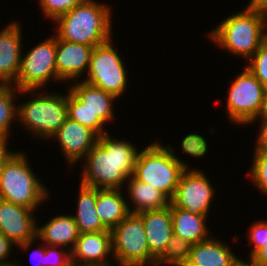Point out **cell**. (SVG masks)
Segmentation results:
<instances>
[{
  "label": "cell",
  "instance_id": "6da1fadb",
  "mask_svg": "<svg viewBox=\"0 0 267 266\" xmlns=\"http://www.w3.org/2000/svg\"><path fill=\"white\" fill-rule=\"evenodd\" d=\"M140 149L131 141L118 140L109 133L98 136L97 143L83 158L81 184L96 189H122L135 171Z\"/></svg>",
  "mask_w": 267,
  "mask_h": 266
},
{
  "label": "cell",
  "instance_id": "7a4b0ae2",
  "mask_svg": "<svg viewBox=\"0 0 267 266\" xmlns=\"http://www.w3.org/2000/svg\"><path fill=\"white\" fill-rule=\"evenodd\" d=\"M112 8L85 0L55 20L54 35L61 40L96 47L112 37Z\"/></svg>",
  "mask_w": 267,
  "mask_h": 266
},
{
  "label": "cell",
  "instance_id": "3957f363",
  "mask_svg": "<svg viewBox=\"0 0 267 266\" xmlns=\"http://www.w3.org/2000/svg\"><path fill=\"white\" fill-rule=\"evenodd\" d=\"M208 32L209 39L247 62L267 39V16L248 6L230 14Z\"/></svg>",
  "mask_w": 267,
  "mask_h": 266
},
{
  "label": "cell",
  "instance_id": "277c9868",
  "mask_svg": "<svg viewBox=\"0 0 267 266\" xmlns=\"http://www.w3.org/2000/svg\"><path fill=\"white\" fill-rule=\"evenodd\" d=\"M41 90L43 92L40 89L19 90L20 96L32 94L33 99L17 104L16 119L32 137L51 140L68 118L67 95Z\"/></svg>",
  "mask_w": 267,
  "mask_h": 266
},
{
  "label": "cell",
  "instance_id": "5b68a950",
  "mask_svg": "<svg viewBox=\"0 0 267 266\" xmlns=\"http://www.w3.org/2000/svg\"><path fill=\"white\" fill-rule=\"evenodd\" d=\"M171 144L154 141L139 151L133 176L163 192L170 200L174 197L182 172L190 169L180 159Z\"/></svg>",
  "mask_w": 267,
  "mask_h": 266
},
{
  "label": "cell",
  "instance_id": "8992f818",
  "mask_svg": "<svg viewBox=\"0 0 267 266\" xmlns=\"http://www.w3.org/2000/svg\"><path fill=\"white\" fill-rule=\"evenodd\" d=\"M17 151L0 171V199L36 210L50 192L33 172L27 153Z\"/></svg>",
  "mask_w": 267,
  "mask_h": 266
},
{
  "label": "cell",
  "instance_id": "52a82bcc",
  "mask_svg": "<svg viewBox=\"0 0 267 266\" xmlns=\"http://www.w3.org/2000/svg\"><path fill=\"white\" fill-rule=\"evenodd\" d=\"M230 82L225 102L227 118L234 125H252L267 112V88L246 66Z\"/></svg>",
  "mask_w": 267,
  "mask_h": 266
},
{
  "label": "cell",
  "instance_id": "ba28073f",
  "mask_svg": "<svg viewBox=\"0 0 267 266\" xmlns=\"http://www.w3.org/2000/svg\"><path fill=\"white\" fill-rule=\"evenodd\" d=\"M115 266H157L145 236L144 222L139 213L130 212L111 230Z\"/></svg>",
  "mask_w": 267,
  "mask_h": 266
},
{
  "label": "cell",
  "instance_id": "9c48e42d",
  "mask_svg": "<svg viewBox=\"0 0 267 266\" xmlns=\"http://www.w3.org/2000/svg\"><path fill=\"white\" fill-rule=\"evenodd\" d=\"M112 40L113 38L93 48L88 76L82 80L119 99L127 91L128 70Z\"/></svg>",
  "mask_w": 267,
  "mask_h": 266
},
{
  "label": "cell",
  "instance_id": "30bf717a",
  "mask_svg": "<svg viewBox=\"0 0 267 266\" xmlns=\"http://www.w3.org/2000/svg\"><path fill=\"white\" fill-rule=\"evenodd\" d=\"M53 80L61 82L56 68V36L36 44L21 57L20 71L13 84L18 90L45 89Z\"/></svg>",
  "mask_w": 267,
  "mask_h": 266
},
{
  "label": "cell",
  "instance_id": "8fae6325",
  "mask_svg": "<svg viewBox=\"0 0 267 266\" xmlns=\"http://www.w3.org/2000/svg\"><path fill=\"white\" fill-rule=\"evenodd\" d=\"M202 169H185L179 179L176 192L170 202L192 214L209 216L215 188Z\"/></svg>",
  "mask_w": 267,
  "mask_h": 266
},
{
  "label": "cell",
  "instance_id": "7c38bea8",
  "mask_svg": "<svg viewBox=\"0 0 267 266\" xmlns=\"http://www.w3.org/2000/svg\"><path fill=\"white\" fill-rule=\"evenodd\" d=\"M35 211L0 199V232L15 247L28 252L37 240ZM34 214V215H33Z\"/></svg>",
  "mask_w": 267,
  "mask_h": 266
},
{
  "label": "cell",
  "instance_id": "4fadbf2b",
  "mask_svg": "<svg viewBox=\"0 0 267 266\" xmlns=\"http://www.w3.org/2000/svg\"><path fill=\"white\" fill-rule=\"evenodd\" d=\"M59 143L67 164L76 165L97 143L98 135L90 128L67 118L51 138Z\"/></svg>",
  "mask_w": 267,
  "mask_h": 266
},
{
  "label": "cell",
  "instance_id": "5bb4252c",
  "mask_svg": "<svg viewBox=\"0 0 267 266\" xmlns=\"http://www.w3.org/2000/svg\"><path fill=\"white\" fill-rule=\"evenodd\" d=\"M112 260L111 230L81 233L71 251V261L78 264L114 266Z\"/></svg>",
  "mask_w": 267,
  "mask_h": 266
},
{
  "label": "cell",
  "instance_id": "9a60e30c",
  "mask_svg": "<svg viewBox=\"0 0 267 266\" xmlns=\"http://www.w3.org/2000/svg\"><path fill=\"white\" fill-rule=\"evenodd\" d=\"M93 48L56 37V68L61 83L77 81L87 75Z\"/></svg>",
  "mask_w": 267,
  "mask_h": 266
},
{
  "label": "cell",
  "instance_id": "2e32d148",
  "mask_svg": "<svg viewBox=\"0 0 267 266\" xmlns=\"http://www.w3.org/2000/svg\"><path fill=\"white\" fill-rule=\"evenodd\" d=\"M11 21L0 30V84H14L23 54L22 27Z\"/></svg>",
  "mask_w": 267,
  "mask_h": 266
},
{
  "label": "cell",
  "instance_id": "e0dca14e",
  "mask_svg": "<svg viewBox=\"0 0 267 266\" xmlns=\"http://www.w3.org/2000/svg\"><path fill=\"white\" fill-rule=\"evenodd\" d=\"M144 222L145 236L151 255L158 260L164 253L167 243L173 235V223L170 205L139 213Z\"/></svg>",
  "mask_w": 267,
  "mask_h": 266
},
{
  "label": "cell",
  "instance_id": "ac0fdd59",
  "mask_svg": "<svg viewBox=\"0 0 267 266\" xmlns=\"http://www.w3.org/2000/svg\"><path fill=\"white\" fill-rule=\"evenodd\" d=\"M36 238L48 246L64 247L70 252L73 250L80 232L72 215L52 216L42 226H38ZM69 245V246H68Z\"/></svg>",
  "mask_w": 267,
  "mask_h": 266
},
{
  "label": "cell",
  "instance_id": "d6986e66",
  "mask_svg": "<svg viewBox=\"0 0 267 266\" xmlns=\"http://www.w3.org/2000/svg\"><path fill=\"white\" fill-rule=\"evenodd\" d=\"M238 259L229 244L211 236L191 246L189 258L183 266H231Z\"/></svg>",
  "mask_w": 267,
  "mask_h": 266
},
{
  "label": "cell",
  "instance_id": "ffe728a7",
  "mask_svg": "<svg viewBox=\"0 0 267 266\" xmlns=\"http://www.w3.org/2000/svg\"><path fill=\"white\" fill-rule=\"evenodd\" d=\"M68 88L89 111L96 114L106 125L115 119L113 103L115 104L114 101L118 98L113 94L81 79L75 81L73 85L71 83Z\"/></svg>",
  "mask_w": 267,
  "mask_h": 266
},
{
  "label": "cell",
  "instance_id": "44dd1931",
  "mask_svg": "<svg viewBox=\"0 0 267 266\" xmlns=\"http://www.w3.org/2000/svg\"><path fill=\"white\" fill-rule=\"evenodd\" d=\"M128 183V185H127ZM129 212L141 213L144 211L162 209L170 205V199L160 190L136 179L133 175L126 182ZM131 198V199H130ZM133 204V205H130Z\"/></svg>",
  "mask_w": 267,
  "mask_h": 266
},
{
  "label": "cell",
  "instance_id": "7402d4cb",
  "mask_svg": "<svg viewBox=\"0 0 267 266\" xmlns=\"http://www.w3.org/2000/svg\"><path fill=\"white\" fill-rule=\"evenodd\" d=\"M171 217L173 234L191 245L205 241L211 237L206 223L208 216L192 214L188 210L175 207L171 203Z\"/></svg>",
  "mask_w": 267,
  "mask_h": 266
},
{
  "label": "cell",
  "instance_id": "603a6c76",
  "mask_svg": "<svg viewBox=\"0 0 267 266\" xmlns=\"http://www.w3.org/2000/svg\"><path fill=\"white\" fill-rule=\"evenodd\" d=\"M123 193L122 189H96V212L108 230L130 213Z\"/></svg>",
  "mask_w": 267,
  "mask_h": 266
},
{
  "label": "cell",
  "instance_id": "cb8c5ba5",
  "mask_svg": "<svg viewBox=\"0 0 267 266\" xmlns=\"http://www.w3.org/2000/svg\"><path fill=\"white\" fill-rule=\"evenodd\" d=\"M77 208L73 216L81 233L100 232L108 230L96 212V188L79 184Z\"/></svg>",
  "mask_w": 267,
  "mask_h": 266
},
{
  "label": "cell",
  "instance_id": "d4e9b609",
  "mask_svg": "<svg viewBox=\"0 0 267 266\" xmlns=\"http://www.w3.org/2000/svg\"><path fill=\"white\" fill-rule=\"evenodd\" d=\"M19 90L13 84H0V137H10L13 121L17 122Z\"/></svg>",
  "mask_w": 267,
  "mask_h": 266
},
{
  "label": "cell",
  "instance_id": "484cf974",
  "mask_svg": "<svg viewBox=\"0 0 267 266\" xmlns=\"http://www.w3.org/2000/svg\"><path fill=\"white\" fill-rule=\"evenodd\" d=\"M67 91L68 118L90 128L98 136L107 134V125L96 114L89 111L85 107V104L82 103L69 89Z\"/></svg>",
  "mask_w": 267,
  "mask_h": 266
},
{
  "label": "cell",
  "instance_id": "4316f807",
  "mask_svg": "<svg viewBox=\"0 0 267 266\" xmlns=\"http://www.w3.org/2000/svg\"><path fill=\"white\" fill-rule=\"evenodd\" d=\"M191 246L190 243L173 234L156 265L183 266L189 258Z\"/></svg>",
  "mask_w": 267,
  "mask_h": 266
},
{
  "label": "cell",
  "instance_id": "83f0119b",
  "mask_svg": "<svg viewBox=\"0 0 267 266\" xmlns=\"http://www.w3.org/2000/svg\"><path fill=\"white\" fill-rule=\"evenodd\" d=\"M249 180L261 193L267 196V152L253 150Z\"/></svg>",
  "mask_w": 267,
  "mask_h": 266
},
{
  "label": "cell",
  "instance_id": "f1b7e54d",
  "mask_svg": "<svg viewBox=\"0 0 267 266\" xmlns=\"http://www.w3.org/2000/svg\"><path fill=\"white\" fill-rule=\"evenodd\" d=\"M85 0H38L41 12L46 16V19L53 21L65 13L69 12L76 5L83 3Z\"/></svg>",
  "mask_w": 267,
  "mask_h": 266
},
{
  "label": "cell",
  "instance_id": "f546056e",
  "mask_svg": "<svg viewBox=\"0 0 267 266\" xmlns=\"http://www.w3.org/2000/svg\"><path fill=\"white\" fill-rule=\"evenodd\" d=\"M247 62L245 66L267 88V39Z\"/></svg>",
  "mask_w": 267,
  "mask_h": 266
},
{
  "label": "cell",
  "instance_id": "4dcf8cb0",
  "mask_svg": "<svg viewBox=\"0 0 267 266\" xmlns=\"http://www.w3.org/2000/svg\"><path fill=\"white\" fill-rule=\"evenodd\" d=\"M182 151L191 157L202 158L208 151V143L205 137L197 133H188L182 138L180 144Z\"/></svg>",
  "mask_w": 267,
  "mask_h": 266
},
{
  "label": "cell",
  "instance_id": "1f68e13d",
  "mask_svg": "<svg viewBox=\"0 0 267 266\" xmlns=\"http://www.w3.org/2000/svg\"><path fill=\"white\" fill-rule=\"evenodd\" d=\"M248 232V244L252 246L249 251V258H251L267 241V220H259L251 223ZM254 246V247H253Z\"/></svg>",
  "mask_w": 267,
  "mask_h": 266
},
{
  "label": "cell",
  "instance_id": "d6a6232c",
  "mask_svg": "<svg viewBox=\"0 0 267 266\" xmlns=\"http://www.w3.org/2000/svg\"><path fill=\"white\" fill-rule=\"evenodd\" d=\"M71 262L69 250L63 247L45 245L44 266H69Z\"/></svg>",
  "mask_w": 267,
  "mask_h": 266
},
{
  "label": "cell",
  "instance_id": "836d02e7",
  "mask_svg": "<svg viewBox=\"0 0 267 266\" xmlns=\"http://www.w3.org/2000/svg\"><path fill=\"white\" fill-rule=\"evenodd\" d=\"M260 120V121H259ZM261 123L259 127V134L257 135V139L255 140L256 145L254 150L267 152V112H265L261 117H259L257 120H255L252 124H255V122Z\"/></svg>",
  "mask_w": 267,
  "mask_h": 266
},
{
  "label": "cell",
  "instance_id": "e575fe53",
  "mask_svg": "<svg viewBox=\"0 0 267 266\" xmlns=\"http://www.w3.org/2000/svg\"><path fill=\"white\" fill-rule=\"evenodd\" d=\"M14 244L0 232V266H10L16 264V261L10 262L11 252ZM9 257V258H8Z\"/></svg>",
  "mask_w": 267,
  "mask_h": 266
},
{
  "label": "cell",
  "instance_id": "d590c367",
  "mask_svg": "<svg viewBox=\"0 0 267 266\" xmlns=\"http://www.w3.org/2000/svg\"><path fill=\"white\" fill-rule=\"evenodd\" d=\"M249 260L252 266H267V241Z\"/></svg>",
  "mask_w": 267,
  "mask_h": 266
},
{
  "label": "cell",
  "instance_id": "8d00e7d4",
  "mask_svg": "<svg viewBox=\"0 0 267 266\" xmlns=\"http://www.w3.org/2000/svg\"><path fill=\"white\" fill-rule=\"evenodd\" d=\"M10 138L0 137V171L3 167V164L12 156L15 151H11L8 148V140Z\"/></svg>",
  "mask_w": 267,
  "mask_h": 266
},
{
  "label": "cell",
  "instance_id": "74e56055",
  "mask_svg": "<svg viewBox=\"0 0 267 266\" xmlns=\"http://www.w3.org/2000/svg\"><path fill=\"white\" fill-rule=\"evenodd\" d=\"M248 2L249 8L267 16V0H250Z\"/></svg>",
  "mask_w": 267,
  "mask_h": 266
},
{
  "label": "cell",
  "instance_id": "f35d334b",
  "mask_svg": "<svg viewBox=\"0 0 267 266\" xmlns=\"http://www.w3.org/2000/svg\"><path fill=\"white\" fill-rule=\"evenodd\" d=\"M40 243H41L39 245L40 247L39 248L36 247V250L32 251L31 256H30L31 258L36 257V259H38L37 260L38 262H35V264L33 266H44L45 245L43 242H40ZM36 259L33 258V260H36Z\"/></svg>",
  "mask_w": 267,
  "mask_h": 266
},
{
  "label": "cell",
  "instance_id": "ab89813d",
  "mask_svg": "<svg viewBox=\"0 0 267 266\" xmlns=\"http://www.w3.org/2000/svg\"><path fill=\"white\" fill-rule=\"evenodd\" d=\"M231 266H252L251 261L241 260L240 258Z\"/></svg>",
  "mask_w": 267,
  "mask_h": 266
},
{
  "label": "cell",
  "instance_id": "60d3db41",
  "mask_svg": "<svg viewBox=\"0 0 267 266\" xmlns=\"http://www.w3.org/2000/svg\"><path fill=\"white\" fill-rule=\"evenodd\" d=\"M69 266H93V265L78 264V263L71 262V263L69 264Z\"/></svg>",
  "mask_w": 267,
  "mask_h": 266
},
{
  "label": "cell",
  "instance_id": "b9f144b4",
  "mask_svg": "<svg viewBox=\"0 0 267 266\" xmlns=\"http://www.w3.org/2000/svg\"><path fill=\"white\" fill-rule=\"evenodd\" d=\"M10 266H21V264L19 265L18 263H16V264L10 265Z\"/></svg>",
  "mask_w": 267,
  "mask_h": 266
}]
</instances>
